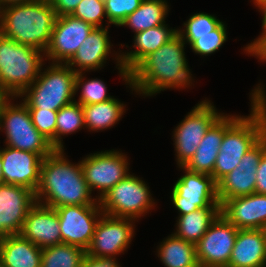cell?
<instances>
[{
	"instance_id": "1",
	"label": "cell",
	"mask_w": 266,
	"mask_h": 267,
	"mask_svg": "<svg viewBox=\"0 0 266 267\" xmlns=\"http://www.w3.org/2000/svg\"><path fill=\"white\" fill-rule=\"evenodd\" d=\"M186 43L176 34L155 52L146 56L130 73L132 93L145 97L156 96L167 89H186L195 82L186 59ZM129 85V86H128Z\"/></svg>"
},
{
	"instance_id": "2",
	"label": "cell",
	"mask_w": 266,
	"mask_h": 267,
	"mask_svg": "<svg viewBox=\"0 0 266 267\" xmlns=\"http://www.w3.org/2000/svg\"><path fill=\"white\" fill-rule=\"evenodd\" d=\"M264 87L261 82L251 90V110L248 116L224 113V136L211 175L216 183L233 171L247 151L266 134Z\"/></svg>"
},
{
	"instance_id": "3",
	"label": "cell",
	"mask_w": 266,
	"mask_h": 267,
	"mask_svg": "<svg viewBox=\"0 0 266 267\" xmlns=\"http://www.w3.org/2000/svg\"><path fill=\"white\" fill-rule=\"evenodd\" d=\"M64 152V149H56L43 159L35 191L36 202L52 208L100 205L98 199L92 197L80 161L77 164L70 162Z\"/></svg>"
},
{
	"instance_id": "4",
	"label": "cell",
	"mask_w": 266,
	"mask_h": 267,
	"mask_svg": "<svg viewBox=\"0 0 266 267\" xmlns=\"http://www.w3.org/2000/svg\"><path fill=\"white\" fill-rule=\"evenodd\" d=\"M57 16L50 1L32 0L1 10L0 33L45 52Z\"/></svg>"
},
{
	"instance_id": "5",
	"label": "cell",
	"mask_w": 266,
	"mask_h": 267,
	"mask_svg": "<svg viewBox=\"0 0 266 267\" xmlns=\"http://www.w3.org/2000/svg\"><path fill=\"white\" fill-rule=\"evenodd\" d=\"M44 58L40 50L18 44L0 33V86L11 97H18L37 79L47 64Z\"/></svg>"
},
{
	"instance_id": "6",
	"label": "cell",
	"mask_w": 266,
	"mask_h": 267,
	"mask_svg": "<svg viewBox=\"0 0 266 267\" xmlns=\"http://www.w3.org/2000/svg\"><path fill=\"white\" fill-rule=\"evenodd\" d=\"M48 64L46 68L42 66L33 84L17 97L22 98L28 109L58 111L75 101L76 72L67 64Z\"/></svg>"
},
{
	"instance_id": "7",
	"label": "cell",
	"mask_w": 266,
	"mask_h": 267,
	"mask_svg": "<svg viewBox=\"0 0 266 267\" xmlns=\"http://www.w3.org/2000/svg\"><path fill=\"white\" fill-rule=\"evenodd\" d=\"M17 97H11L0 111V132H4V146L33 152L41 158L52 154L56 148L33 125L28 107ZM13 100V101H12Z\"/></svg>"
},
{
	"instance_id": "8",
	"label": "cell",
	"mask_w": 266,
	"mask_h": 267,
	"mask_svg": "<svg viewBox=\"0 0 266 267\" xmlns=\"http://www.w3.org/2000/svg\"><path fill=\"white\" fill-rule=\"evenodd\" d=\"M150 191L144 180L129 173L99 200L100 208L106 215L138 221L157 206Z\"/></svg>"
},
{
	"instance_id": "9",
	"label": "cell",
	"mask_w": 266,
	"mask_h": 267,
	"mask_svg": "<svg viewBox=\"0 0 266 267\" xmlns=\"http://www.w3.org/2000/svg\"><path fill=\"white\" fill-rule=\"evenodd\" d=\"M211 102L206 98L198 102L173 129L177 166H185L189 162L206 131L223 114Z\"/></svg>"
},
{
	"instance_id": "10",
	"label": "cell",
	"mask_w": 266,
	"mask_h": 267,
	"mask_svg": "<svg viewBox=\"0 0 266 267\" xmlns=\"http://www.w3.org/2000/svg\"><path fill=\"white\" fill-rule=\"evenodd\" d=\"M185 173L174 183L170 199L178 216L199 208H221L217 197V183L211 175L193 172L178 166Z\"/></svg>"
},
{
	"instance_id": "11",
	"label": "cell",
	"mask_w": 266,
	"mask_h": 267,
	"mask_svg": "<svg viewBox=\"0 0 266 267\" xmlns=\"http://www.w3.org/2000/svg\"><path fill=\"white\" fill-rule=\"evenodd\" d=\"M128 160L122 150L114 149L91 153L80 160L91 193L98 191V201L130 173Z\"/></svg>"
},
{
	"instance_id": "12",
	"label": "cell",
	"mask_w": 266,
	"mask_h": 267,
	"mask_svg": "<svg viewBox=\"0 0 266 267\" xmlns=\"http://www.w3.org/2000/svg\"><path fill=\"white\" fill-rule=\"evenodd\" d=\"M135 221L131 218L113 217L102 214L86 254L93 257H114L124 254L134 234Z\"/></svg>"
},
{
	"instance_id": "13",
	"label": "cell",
	"mask_w": 266,
	"mask_h": 267,
	"mask_svg": "<svg viewBox=\"0 0 266 267\" xmlns=\"http://www.w3.org/2000/svg\"><path fill=\"white\" fill-rule=\"evenodd\" d=\"M238 229L222 214L195 245L200 267H228Z\"/></svg>"
},
{
	"instance_id": "14",
	"label": "cell",
	"mask_w": 266,
	"mask_h": 267,
	"mask_svg": "<svg viewBox=\"0 0 266 267\" xmlns=\"http://www.w3.org/2000/svg\"><path fill=\"white\" fill-rule=\"evenodd\" d=\"M266 152V134L240 160L238 166L217 182L219 203L255 193L256 172Z\"/></svg>"
},
{
	"instance_id": "15",
	"label": "cell",
	"mask_w": 266,
	"mask_h": 267,
	"mask_svg": "<svg viewBox=\"0 0 266 267\" xmlns=\"http://www.w3.org/2000/svg\"><path fill=\"white\" fill-rule=\"evenodd\" d=\"M55 210L59 219L62 243L86 250L103 214L100 205H67Z\"/></svg>"
},
{
	"instance_id": "16",
	"label": "cell",
	"mask_w": 266,
	"mask_h": 267,
	"mask_svg": "<svg viewBox=\"0 0 266 267\" xmlns=\"http://www.w3.org/2000/svg\"><path fill=\"white\" fill-rule=\"evenodd\" d=\"M93 29L92 25L72 15L58 16L44 52L45 60L66 64Z\"/></svg>"
},
{
	"instance_id": "17",
	"label": "cell",
	"mask_w": 266,
	"mask_h": 267,
	"mask_svg": "<svg viewBox=\"0 0 266 267\" xmlns=\"http://www.w3.org/2000/svg\"><path fill=\"white\" fill-rule=\"evenodd\" d=\"M177 34V28L169 27L168 24L150 28L134 34L132 48L129 52L122 50L118 53L113 49L118 75L121 76L125 85L129 83V73L149 54L155 52L163 44L167 43ZM116 52V53H115Z\"/></svg>"
},
{
	"instance_id": "18",
	"label": "cell",
	"mask_w": 266,
	"mask_h": 267,
	"mask_svg": "<svg viewBox=\"0 0 266 267\" xmlns=\"http://www.w3.org/2000/svg\"><path fill=\"white\" fill-rule=\"evenodd\" d=\"M35 203L34 191L22 186L0 184V240L20 234L26 215Z\"/></svg>"
},
{
	"instance_id": "19",
	"label": "cell",
	"mask_w": 266,
	"mask_h": 267,
	"mask_svg": "<svg viewBox=\"0 0 266 267\" xmlns=\"http://www.w3.org/2000/svg\"><path fill=\"white\" fill-rule=\"evenodd\" d=\"M0 159L3 184L22 186L36 191L44 158L33 152L5 146L0 147Z\"/></svg>"
},
{
	"instance_id": "20",
	"label": "cell",
	"mask_w": 266,
	"mask_h": 267,
	"mask_svg": "<svg viewBox=\"0 0 266 267\" xmlns=\"http://www.w3.org/2000/svg\"><path fill=\"white\" fill-rule=\"evenodd\" d=\"M20 235L43 249L62 243L55 208L36 202L24 220Z\"/></svg>"
},
{
	"instance_id": "21",
	"label": "cell",
	"mask_w": 266,
	"mask_h": 267,
	"mask_svg": "<svg viewBox=\"0 0 266 267\" xmlns=\"http://www.w3.org/2000/svg\"><path fill=\"white\" fill-rule=\"evenodd\" d=\"M221 214L238 230L264 229L266 195L253 193L225 200L221 204Z\"/></svg>"
},
{
	"instance_id": "22",
	"label": "cell",
	"mask_w": 266,
	"mask_h": 267,
	"mask_svg": "<svg viewBox=\"0 0 266 267\" xmlns=\"http://www.w3.org/2000/svg\"><path fill=\"white\" fill-rule=\"evenodd\" d=\"M109 26L94 28L66 63L76 73L101 70L112 53Z\"/></svg>"
},
{
	"instance_id": "23",
	"label": "cell",
	"mask_w": 266,
	"mask_h": 267,
	"mask_svg": "<svg viewBox=\"0 0 266 267\" xmlns=\"http://www.w3.org/2000/svg\"><path fill=\"white\" fill-rule=\"evenodd\" d=\"M228 267H266L264 229L238 230Z\"/></svg>"
},
{
	"instance_id": "24",
	"label": "cell",
	"mask_w": 266,
	"mask_h": 267,
	"mask_svg": "<svg viewBox=\"0 0 266 267\" xmlns=\"http://www.w3.org/2000/svg\"><path fill=\"white\" fill-rule=\"evenodd\" d=\"M224 136V113L209 127L194 156L184 166L188 170L212 175Z\"/></svg>"
},
{
	"instance_id": "25",
	"label": "cell",
	"mask_w": 266,
	"mask_h": 267,
	"mask_svg": "<svg viewBox=\"0 0 266 267\" xmlns=\"http://www.w3.org/2000/svg\"><path fill=\"white\" fill-rule=\"evenodd\" d=\"M42 249L20 234L0 240V267H41Z\"/></svg>"
},
{
	"instance_id": "26",
	"label": "cell",
	"mask_w": 266,
	"mask_h": 267,
	"mask_svg": "<svg viewBox=\"0 0 266 267\" xmlns=\"http://www.w3.org/2000/svg\"><path fill=\"white\" fill-rule=\"evenodd\" d=\"M221 214V208H199L191 213L180 215L176 218L175 236L197 244L206 233L211 224Z\"/></svg>"
},
{
	"instance_id": "27",
	"label": "cell",
	"mask_w": 266,
	"mask_h": 267,
	"mask_svg": "<svg viewBox=\"0 0 266 267\" xmlns=\"http://www.w3.org/2000/svg\"><path fill=\"white\" fill-rule=\"evenodd\" d=\"M82 107L85 127L90 132H102L112 128L126 112V105L116 98Z\"/></svg>"
},
{
	"instance_id": "28",
	"label": "cell",
	"mask_w": 266,
	"mask_h": 267,
	"mask_svg": "<svg viewBox=\"0 0 266 267\" xmlns=\"http://www.w3.org/2000/svg\"><path fill=\"white\" fill-rule=\"evenodd\" d=\"M157 256L164 267H200L195 244L187 242L173 233L157 246Z\"/></svg>"
},
{
	"instance_id": "29",
	"label": "cell",
	"mask_w": 266,
	"mask_h": 267,
	"mask_svg": "<svg viewBox=\"0 0 266 267\" xmlns=\"http://www.w3.org/2000/svg\"><path fill=\"white\" fill-rule=\"evenodd\" d=\"M169 3L161 0H142L139 8L128 15L119 27H127L134 34L166 23Z\"/></svg>"
},
{
	"instance_id": "30",
	"label": "cell",
	"mask_w": 266,
	"mask_h": 267,
	"mask_svg": "<svg viewBox=\"0 0 266 267\" xmlns=\"http://www.w3.org/2000/svg\"><path fill=\"white\" fill-rule=\"evenodd\" d=\"M86 250L66 243L42 249L41 267H82Z\"/></svg>"
},
{
	"instance_id": "31",
	"label": "cell",
	"mask_w": 266,
	"mask_h": 267,
	"mask_svg": "<svg viewBox=\"0 0 266 267\" xmlns=\"http://www.w3.org/2000/svg\"><path fill=\"white\" fill-rule=\"evenodd\" d=\"M83 107L72 102L58 110L56 117V149H64L63 137L85 129ZM63 136V137H62Z\"/></svg>"
},
{
	"instance_id": "32",
	"label": "cell",
	"mask_w": 266,
	"mask_h": 267,
	"mask_svg": "<svg viewBox=\"0 0 266 267\" xmlns=\"http://www.w3.org/2000/svg\"><path fill=\"white\" fill-rule=\"evenodd\" d=\"M223 21L213 14L206 12L194 13L183 23V27L177 28V34L187 44L191 45L197 36H205L215 30Z\"/></svg>"
},
{
	"instance_id": "33",
	"label": "cell",
	"mask_w": 266,
	"mask_h": 267,
	"mask_svg": "<svg viewBox=\"0 0 266 267\" xmlns=\"http://www.w3.org/2000/svg\"><path fill=\"white\" fill-rule=\"evenodd\" d=\"M79 90H81V93L78 101L75 99V102L81 105L100 103L114 98L107 92L106 83L103 80L98 78L87 79L85 72L76 73L75 94Z\"/></svg>"
},
{
	"instance_id": "34",
	"label": "cell",
	"mask_w": 266,
	"mask_h": 267,
	"mask_svg": "<svg viewBox=\"0 0 266 267\" xmlns=\"http://www.w3.org/2000/svg\"><path fill=\"white\" fill-rule=\"evenodd\" d=\"M227 24L222 22L215 30L205 36H197L190 48L196 55L210 56L223 46L228 39Z\"/></svg>"
},
{
	"instance_id": "35",
	"label": "cell",
	"mask_w": 266,
	"mask_h": 267,
	"mask_svg": "<svg viewBox=\"0 0 266 267\" xmlns=\"http://www.w3.org/2000/svg\"><path fill=\"white\" fill-rule=\"evenodd\" d=\"M71 15L94 28L104 27L103 22L106 21L103 19L107 18L105 4L101 0H82Z\"/></svg>"
},
{
	"instance_id": "36",
	"label": "cell",
	"mask_w": 266,
	"mask_h": 267,
	"mask_svg": "<svg viewBox=\"0 0 266 267\" xmlns=\"http://www.w3.org/2000/svg\"><path fill=\"white\" fill-rule=\"evenodd\" d=\"M35 128L56 148V117L58 111L28 109Z\"/></svg>"
},
{
	"instance_id": "37",
	"label": "cell",
	"mask_w": 266,
	"mask_h": 267,
	"mask_svg": "<svg viewBox=\"0 0 266 267\" xmlns=\"http://www.w3.org/2000/svg\"><path fill=\"white\" fill-rule=\"evenodd\" d=\"M142 0H106L104 2L107 26L119 27L126 17L139 8ZM110 24V25H109Z\"/></svg>"
},
{
	"instance_id": "38",
	"label": "cell",
	"mask_w": 266,
	"mask_h": 267,
	"mask_svg": "<svg viewBox=\"0 0 266 267\" xmlns=\"http://www.w3.org/2000/svg\"><path fill=\"white\" fill-rule=\"evenodd\" d=\"M261 34L248 43L243 49L244 53L258 58L260 63H266V30H262Z\"/></svg>"
},
{
	"instance_id": "39",
	"label": "cell",
	"mask_w": 266,
	"mask_h": 267,
	"mask_svg": "<svg viewBox=\"0 0 266 267\" xmlns=\"http://www.w3.org/2000/svg\"><path fill=\"white\" fill-rule=\"evenodd\" d=\"M82 267H122L114 257H93L85 255Z\"/></svg>"
},
{
	"instance_id": "40",
	"label": "cell",
	"mask_w": 266,
	"mask_h": 267,
	"mask_svg": "<svg viewBox=\"0 0 266 267\" xmlns=\"http://www.w3.org/2000/svg\"><path fill=\"white\" fill-rule=\"evenodd\" d=\"M82 0H51L56 16L71 15Z\"/></svg>"
},
{
	"instance_id": "41",
	"label": "cell",
	"mask_w": 266,
	"mask_h": 267,
	"mask_svg": "<svg viewBox=\"0 0 266 267\" xmlns=\"http://www.w3.org/2000/svg\"><path fill=\"white\" fill-rule=\"evenodd\" d=\"M255 193L266 195V152L257 167Z\"/></svg>"
},
{
	"instance_id": "42",
	"label": "cell",
	"mask_w": 266,
	"mask_h": 267,
	"mask_svg": "<svg viewBox=\"0 0 266 267\" xmlns=\"http://www.w3.org/2000/svg\"><path fill=\"white\" fill-rule=\"evenodd\" d=\"M257 9L262 14V30H266V0H263L258 6Z\"/></svg>"
},
{
	"instance_id": "43",
	"label": "cell",
	"mask_w": 266,
	"mask_h": 267,
	"mask_svg": "<svg viewBox=\"0 0 266 267\" xmlns=\"http://www.w3.org/2000/svg\"><path fill=\"white\" fill-rule=\"evenodd\" d=\"M29 1H32V0H0V7L4 8V7L12 6V5H19L22 3H27Z\"/></svg>"
},
{
	"instance_id": "44",
	"label": "cell",
	"mask_w": 266,
	"mask_h": 267,
	"mask_svg": "<svg viewBox=\"0 0 266 267\" xmlns=\"http://www.w3.org/2000/svg\"><path fill=\"white\" fill-rule=\"evenodd\" d=\"M11 96L0 86V111Z\"/></svg>"
},
{
	"instance_id": "45",
	"label": "cell",
	"mask_w": 266,
	"mask_h": 267,
	"mask_svg": "<svg viewBox=\"0 0 266 267\" xmlns=\"http://www.w3.org/2000/svg\"><path fill=\"white\" fill-rule=\"evenodd\" d=\"M255 7H257L263 0H251Z\"/></svg>"
},
{
	"instance_id": "46",
	"label": "cell",
	"mask_w": 266,
	"mask_h": 267,
	"mask_svg": "<svg viewBox=\"0 0 266 267\" xmlns=\"http://www.w3.org/2000/svg\"><path fill=\"white\" fill-rule=\"evenodd\" d=\"M0 184H2V163L0 159Z\"/></svg>"
},
{
	"instance_id": "47",
	"label": "cell",
	"mask_w": 266,
	"mask_h": 267,
	"mask_svg": "<svg viewBox=\"0 0 266 267\" xmlns=\"http://www.w3.org/2000/svg\"><path fill=\"white\" fill-rule=\"evenodd\" d=\"M1 10H2V8L0 7V23H1Z\"/></svg>"
}]
</instances>
